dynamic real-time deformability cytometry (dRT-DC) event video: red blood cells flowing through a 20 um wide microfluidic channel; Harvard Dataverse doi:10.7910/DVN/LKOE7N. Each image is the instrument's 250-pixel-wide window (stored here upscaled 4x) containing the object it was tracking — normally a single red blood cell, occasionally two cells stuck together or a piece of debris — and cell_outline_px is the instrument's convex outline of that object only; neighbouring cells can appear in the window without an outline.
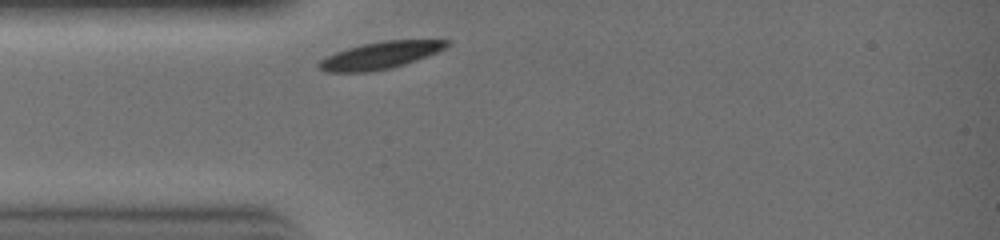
{"species": "common noctule bat (a hibernating species)", "species_latin": "Nyctalus noctula", "temperature_condition": "warm", "stored_images_in_passage": 14, "camera_frame_rate_fps": 3000, "um_per_image_px": 0.085, "animal": {"sex": "female", "body_mass_g": 19.0, "forearm_length_mm": 51.5}, "frame": {"image": 1, "passage_image": 1, "time_ms": 0.0, "image_size_px": [1000, 240], "cell_outline_px": [[448, 44], [444, 48], [436, 52], [416, 60], [392, 68], [372, 72], [328, 72], [316, 68], [316, 64], [324, 56], [348, 48], [364, 44], [384, 40], [448, 40]], "centroid_in_image_um": [32.23, 4.72], "position_along_channel_um": 52.8, "area_um2": 20.11}}
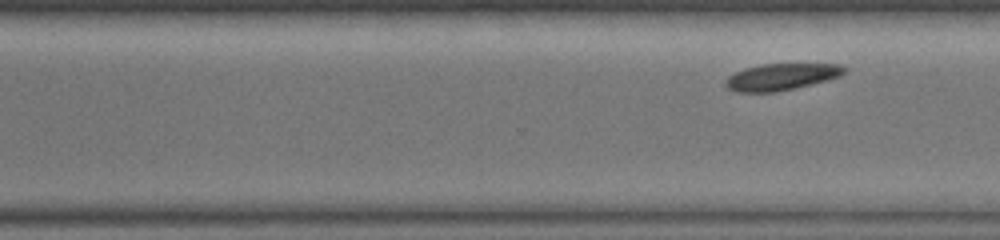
{"frame": {"image": 2, "passage_image": 14, "time_ms": 4.333, "image_size_px": [1000, 240], "cell_outline_px": [[848, 72], [840, 76], [828, 80], [776, 92], [736, 92], [728, 88], [724, 84], [724, 80], [728, 76], [744, 68], [760, 64], [840, 64], [848, 68]], "centroid_in_image_um": [66.42, 6.52], "position_along_channel_um": 304.2, "area_um2": 18.61}}